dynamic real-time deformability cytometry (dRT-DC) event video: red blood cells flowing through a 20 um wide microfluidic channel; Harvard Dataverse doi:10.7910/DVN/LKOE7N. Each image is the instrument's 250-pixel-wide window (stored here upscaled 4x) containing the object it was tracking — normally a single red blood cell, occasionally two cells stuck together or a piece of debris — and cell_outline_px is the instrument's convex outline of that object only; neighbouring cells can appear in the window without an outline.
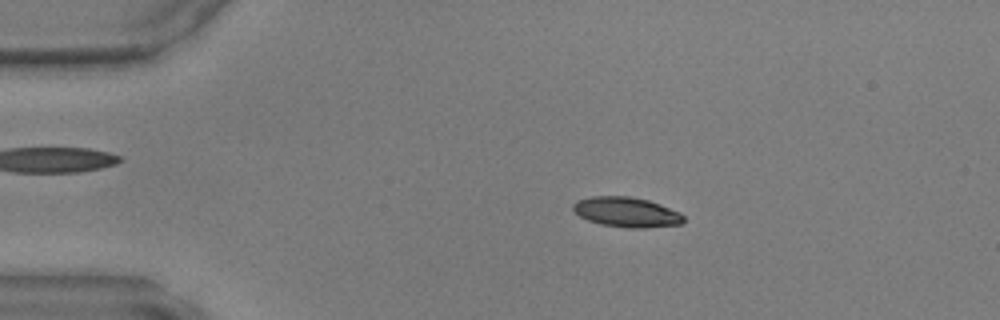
{"species": "common noctule bat (a hibernating species)", "species_latin": "Nyctalus noctula", "temperature_condition": "warm", "stored_images_in_passage": 42, "camera_frame_rate_fps": 3000, "um_per_image_px": 0.085, "animal": {"sex": "male", "body_mass_g": 17.9, "forearm_length_mm": 54.2}, "frame": {"image": 1, "passage_image": 4, "time_ms": 1.0, "image_size_px": [1000, 320], "cell_outline_px": [[684, 220], [680, 224], [644, 228], [624, 228], [600, 224], [588, 220], [580, 216], [572, 208], [572, 204], [576, 200], [592, 196], [628, 196], [648, 200], [660, 204], [680, 212], [684, 216]], "centroid_in_image_um": [53.24, 18.03], "position_along_channel_um": 31.8, "area_um2": 19.36}}
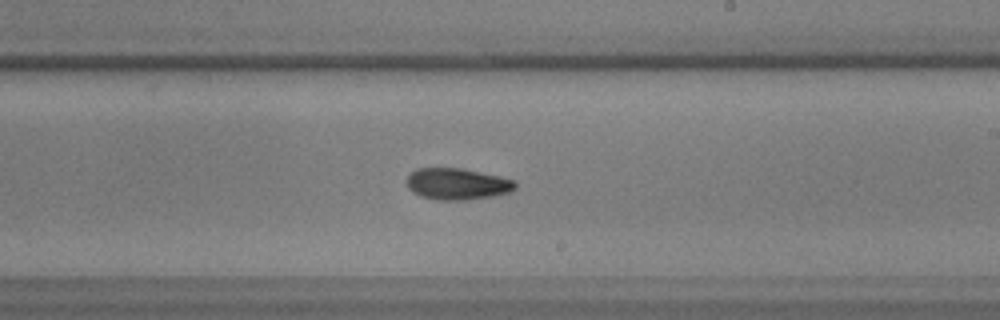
{"frame": {"image": 2, "passage_image": 23, "time_ms": 7.333, "image_size_px": [1000, 320], "cell_outline_px": [[516, 188], [508, 192], [492, 196], [464, 200], [440, 200], [420, 196], [412, 192], [408, 188], [408, 176], [416, 168], [460, 168], [500, 176], [516, 180]], "centroid_in_image_um": [38.87, 15.63], "position_along_channel_um": 250.1, "area_um2": 19.83}}
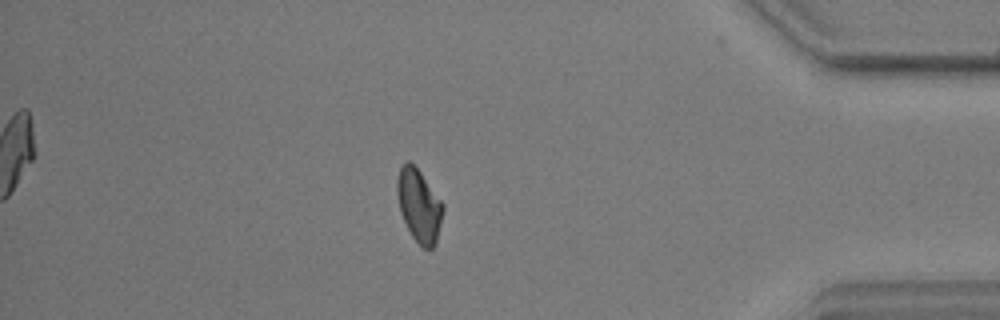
{"frame": {"image": 3, "passage_image": 36, "time_ms": 11.667, "image_size_px": [1000, 320], "cell_outline_px": [[444, 208], [436, 244], [432, 248], [424, 248], [412, 236], [400, 212], [396, 192], [396, 180], [400, 168], [408, 160], [420, 172], [444, 204]], "centroid_in_image_um": [35.62, 17.47], "position_along_channel_um": 399.6, "area_um2": 19.25}}